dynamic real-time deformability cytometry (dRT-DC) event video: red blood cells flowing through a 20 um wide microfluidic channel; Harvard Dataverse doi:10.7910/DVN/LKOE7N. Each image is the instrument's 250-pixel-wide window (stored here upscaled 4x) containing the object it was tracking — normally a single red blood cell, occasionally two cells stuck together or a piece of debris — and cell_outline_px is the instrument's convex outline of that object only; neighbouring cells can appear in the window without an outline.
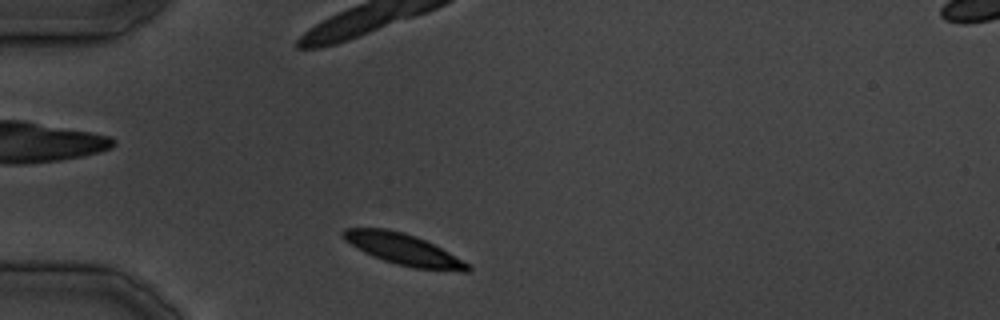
{"species": "common noctule bat (a hibernating species)", "species_latin": "Nyctalus noctula", "temperature_condition": "cold", "stored_images_in_passage": 28, "camera_frame_rate_fps": 3000, "um_per_image_px": 0.085, "animal": {"sex": "male", "body_mass_g": 19.5, "forearm_length_mm": 54.6}, "frame": {"image": 1, "passage_image": 1, "time_ms": 0.0, "image_size_px": [1000, 320], "cell_outline_px": [[472, 268], [468, 272], [460, 272], [416, 268], [396, 264], [384, 260], [364, 252], [344, 240], [340, 236], [340, 232], [344, 228], [388, 228], [404, 232], [416, 236], [472, 264]], "centroid_in_image_um": [34.3, 21.2], "position_along_channel_um": 50.7, "area_um2": 22.77}}
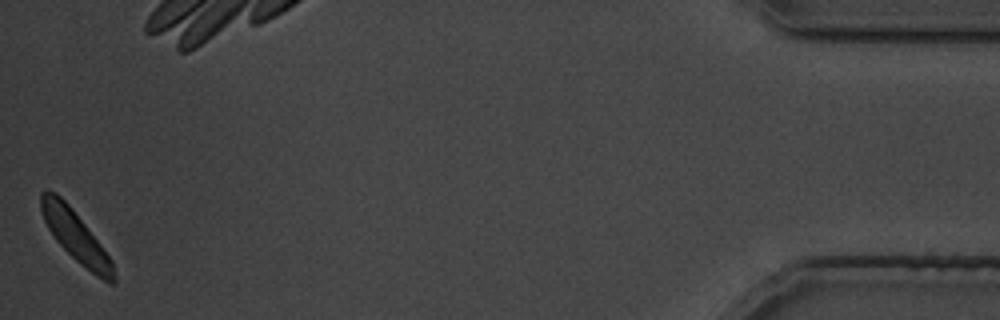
{"frame": {"image": 2, "passage_image": 28, "time_ms": 33.667, "image_size_px": [1000, 320], "cell_outline_px": [[116, 280], [112, 284], [108, 284], [96, 276], [80, 264], [56, 240], [48, 228], [44, 220], [40, 208], [40, 192], [44, 188], [48, 188], [56, 192], [72, 208], [100, 244], [112, 260], [116, 276]], "centroid_in_image_um": [6.42, 20.07], "position_along_channel_um": 428.8, "area_um2": 21.39}}